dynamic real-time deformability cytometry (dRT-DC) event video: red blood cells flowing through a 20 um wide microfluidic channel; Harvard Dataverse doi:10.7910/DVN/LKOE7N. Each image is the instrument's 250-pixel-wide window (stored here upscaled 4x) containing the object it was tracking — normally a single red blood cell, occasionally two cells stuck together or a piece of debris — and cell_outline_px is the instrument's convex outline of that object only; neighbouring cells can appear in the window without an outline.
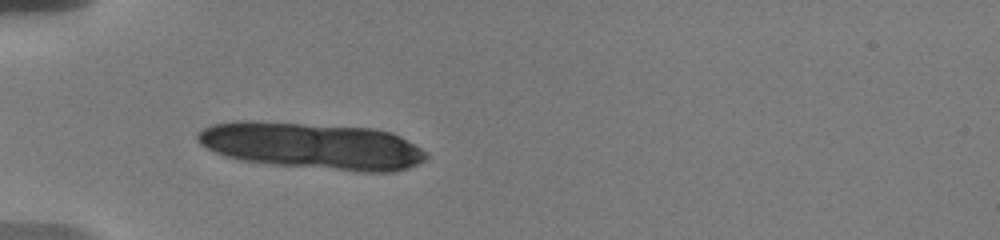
{"species": "human", "species_latin": "Homo sapiens", "temperature_condition": "warm", "stored_images_in_passage": 18, "camera_frame_rate_fps": 3000, "um_per_image_px": 0.085, "donor": {"sex": "male"}, "frame": {"image": 1, "passage_image": 11, "time_ms": 5.333, "image_size_px": [1000, 240], "cell_outline_px": [[428, 156], [420, 164], [396, 172], [356, 172], [268, 164], [240, 160], [224, 156], [200, 144], [196, 140], [196, 132], [212, 124], [236, 120], [252, 120], [376, 128], [392, 132], [400, 136], [428, 152]], "centroid_in_image_um": [26.55, 12.4], "position_along_channel_um": 58.5, "area_um2": 63.23}}